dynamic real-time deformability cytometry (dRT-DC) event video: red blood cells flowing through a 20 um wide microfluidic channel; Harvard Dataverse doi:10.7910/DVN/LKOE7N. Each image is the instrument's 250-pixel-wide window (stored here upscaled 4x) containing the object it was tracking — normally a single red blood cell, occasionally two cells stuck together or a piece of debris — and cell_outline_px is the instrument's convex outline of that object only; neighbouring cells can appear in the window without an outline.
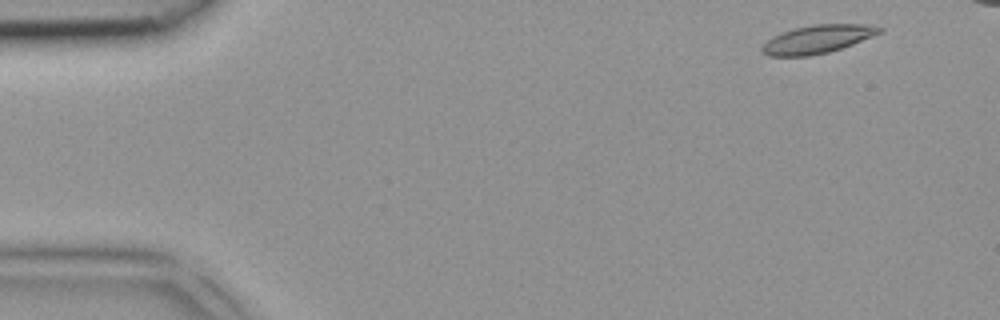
{"species": "common noctule bat (a hibernating species)", "species_latin": "Nyctalus noctula", "temperature_condition": "room temperature", "stored_images_in_passage": 5, "camera_frame_rate_fps": 3000, "um_per_image_px": 0.085, "animal": {"sex": "female", "body_mass_g": 18.4}, "frame": {"image": 1, "passage_image": 1, "time_ms": 0.0, "image_size_px": [1000, 320], "cell_outline_px": [[884, 32], [852, 44], [828, 52], [808, 56], [768, 56], [760, 48], [772, 36], [796, 28], [816, 24], [864, 24], [884, 28]], "centroid_in_image_um": [69.52, 3.33], "position_along_channel_um": 15.5, "area_um2": 19.07}}